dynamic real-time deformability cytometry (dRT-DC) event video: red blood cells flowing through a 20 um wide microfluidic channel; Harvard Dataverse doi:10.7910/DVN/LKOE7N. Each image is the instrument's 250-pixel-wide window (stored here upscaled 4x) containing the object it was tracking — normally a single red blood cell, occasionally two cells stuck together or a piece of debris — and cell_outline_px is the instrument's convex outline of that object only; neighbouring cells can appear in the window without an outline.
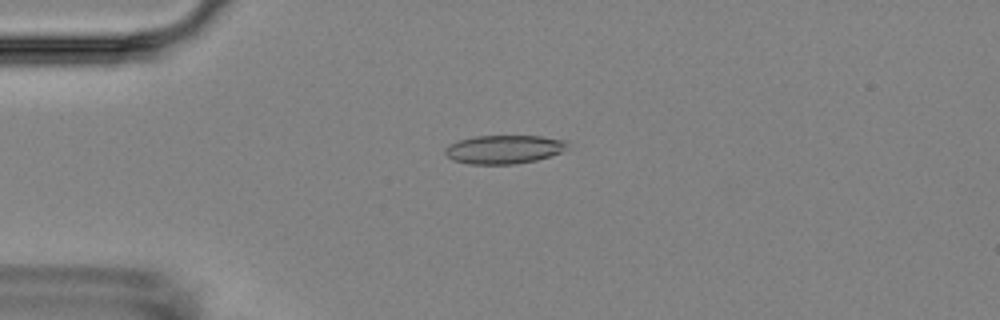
{"species": "Egyptian fruit bat (a non-hibernating species)", "species_latin": "Rousettus aegyptiacus", "temperature_condition": "room temperature", "stored_images_in_passage": 8, "camera_frame_rate_fps": 3000, "um_per_image_px": 0.085, "animal": {"sex": "female"}, "frame": {"image": 1, "passage_image": 4, "time_ms": 4.333, "image_size_px": [1000, 320], "cell_outline_px": [[568, 144], [560, 152], [536, 160], [516, 164], [468, 164], [452, 160], [444, 152], [444, 148], [448, 144], [472, 136], [540, 136], [568, 140]], "centroid_in_image_um": [42.79, 12.69], "position_along_channel_um": 42.2, "area_um2": 20.4}}
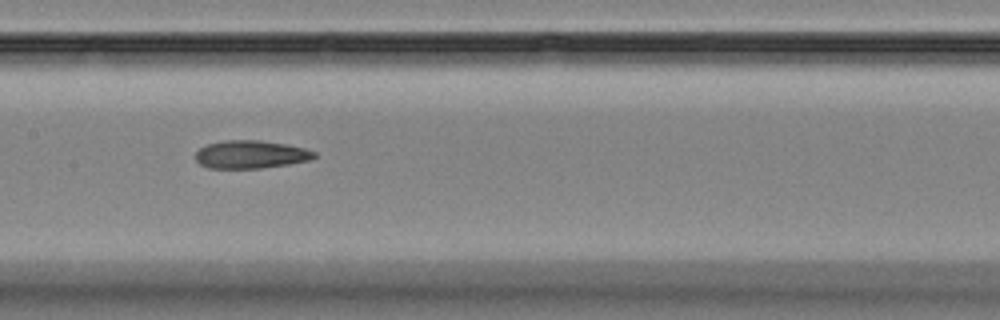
{"frame": {"image": 2, "passage_image": 8, "time_ms": 9.0, "image_size_px": [1000, 320], "cell_outline_px": [[316, 156], [308, 160], [288, 164], [260, 168], [208, 168], [200, 164], [196, 160], [196, 152], [200, 148], [208, 144], [224, 140], [260, 140], [284, 144], [304, 148], [316, 152]], "centroid_in_image_um": [21.29, 13.12], "position_along_channel_um": 186.1, "area_um2": 19.19}}